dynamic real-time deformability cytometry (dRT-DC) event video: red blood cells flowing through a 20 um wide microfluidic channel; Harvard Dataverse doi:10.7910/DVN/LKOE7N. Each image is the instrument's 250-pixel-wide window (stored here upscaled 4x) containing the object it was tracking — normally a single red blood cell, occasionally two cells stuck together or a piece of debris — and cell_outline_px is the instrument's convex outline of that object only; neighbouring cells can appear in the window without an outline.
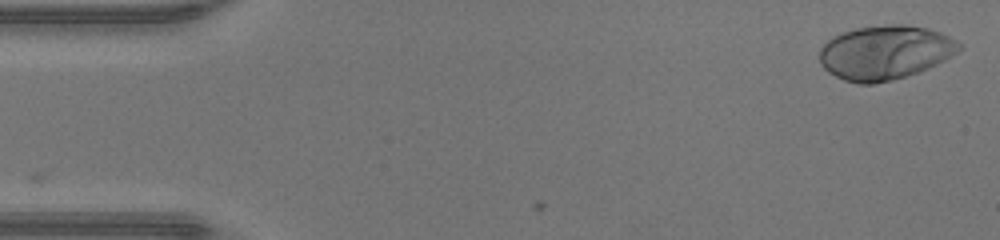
{"species": "human", "species_latin": "Homo sapiens", "temperature_condition": "warm", "stored_images_in_passage": 32, "camera_frame_rate_fps": 3000, "um_per_image_px": 0.085, "donor": {"sex": "male"}, "frame": {"image": 1, "passage_image": 1, "time_ms": 0.0, "image_size_px": [1000, 240], "cell_outline_px": [[964, 48], [944, 60], [928, 68], [892, 80], [872, 84], [860, 84], [844, 80], [828, 72], [820, 64], [820, 48], [832, 36], [840, 32], [856, 28], [888, 24], [904, 24], [928, 28], [940, 32], [964, 44]], "centroid_in_image_um": [75.23, 4.45], "position_along_channel_um": 9.8, "area_um2": 44.22}}
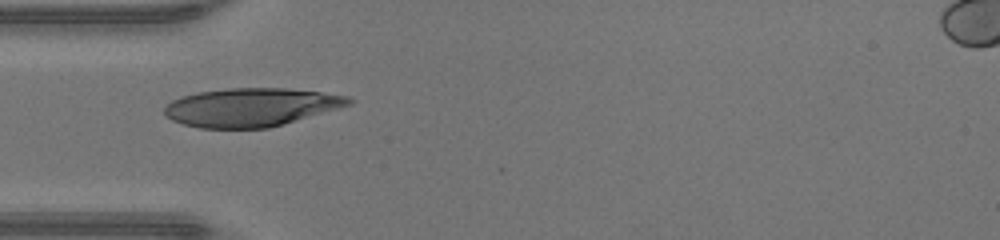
{"frame": {"image": 2, "passage_image": 14, "time_ms": 4.333, "image_size_px": [1000, 240], "cell_outline_px": [[356, 100], [352, 104], [340, 108], [284, 124], [268, 128], [200, 128], [184, 124], [172, 120], [164, 116], [164, 108], [172, 100], [196, 92], [228, 88], [284, 88], [320, 92], [348, 96]], "centroid_in_image_um": [21.36, 9.11], "position_along_channel_um": 63.6, "area_um2": 41.33}}